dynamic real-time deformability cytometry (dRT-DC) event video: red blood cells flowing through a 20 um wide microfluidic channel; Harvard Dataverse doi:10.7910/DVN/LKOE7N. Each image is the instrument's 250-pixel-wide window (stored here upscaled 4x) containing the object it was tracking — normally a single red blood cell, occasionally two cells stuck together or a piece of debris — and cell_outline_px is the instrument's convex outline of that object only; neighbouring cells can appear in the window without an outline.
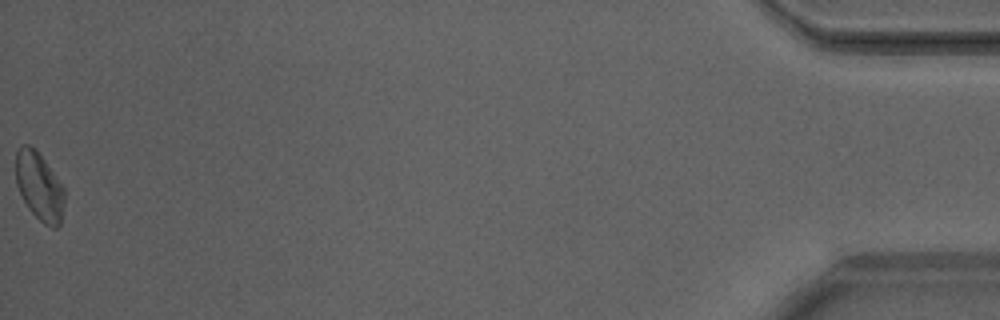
{"species": "Egyptian fruit bat (a non-hibernating species)", "species_latin": "Rousettus aegyptiacus", "temperature_condition": "warm", "stored_images_in_passage": 39, "camera_frame_rate_fps": 3000, "um_per_image_px": 0.085, "animal": {"sex": "male"}, "frame": {"image": 1, "passage_image": 39, "time_ms": 12.667, "image_size_px": [1000, 320], "cell_outline_px": [[64, 204], [60, 224], [56, 228], [52, 228], [44, 224], [28, 208], [16, 184], [16, 152], [20, 144], [28, 144], [36, 148], [64, 188]], "centroid_in_image_um": [3.33, 15.82], "position_along_channel_um": 431.9, "area_um2": 19.31}, "authors_computed_cell_mechanics": {"area_um2": 19.5364, "velocity_mm_per_s": 4.1634, "shape_relaxation_time_tau1_ms": 5.1216, "shape_relaxation_time_tau2_ms": 1.0134, "deformation_change_tau1": 0.1325, "deformation_change_tau2": 0.0478}}